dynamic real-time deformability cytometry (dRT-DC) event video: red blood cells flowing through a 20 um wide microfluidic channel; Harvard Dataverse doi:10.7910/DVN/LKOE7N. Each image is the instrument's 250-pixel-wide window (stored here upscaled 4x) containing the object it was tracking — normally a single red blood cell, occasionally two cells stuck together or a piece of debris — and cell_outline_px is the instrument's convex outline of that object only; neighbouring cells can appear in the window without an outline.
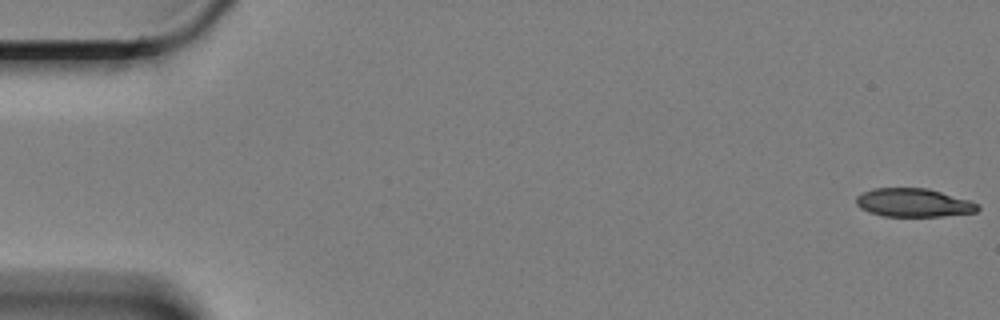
{"species": "Egyptian fruit bat (a non-hibernating species)", "species_latin": "Rousettus aegyptiacus", "temperature_condition": "cold", "stored_images_in_passage": 11, "camera_frame_rate_fps": 3000, "um_per_image_px": 0.085, "animal": {"sex": "female"}, "frame": {"image": 1, "passage_image": 1, "time_ms": 0.0, "image_size_px": [1000, 320], "cell_outline_px": [[980, 208], [976, 212], [944, 216], [884, 216], [868, 212], [860, 208], [856, 204], [856, 196], [872, 188], [928, 188], [968, 200], [976, 204]], "centroid_in_image_um": [77.61, 17.23], "position_along_channel_um": 7.4, "area_um2": 20.06}}